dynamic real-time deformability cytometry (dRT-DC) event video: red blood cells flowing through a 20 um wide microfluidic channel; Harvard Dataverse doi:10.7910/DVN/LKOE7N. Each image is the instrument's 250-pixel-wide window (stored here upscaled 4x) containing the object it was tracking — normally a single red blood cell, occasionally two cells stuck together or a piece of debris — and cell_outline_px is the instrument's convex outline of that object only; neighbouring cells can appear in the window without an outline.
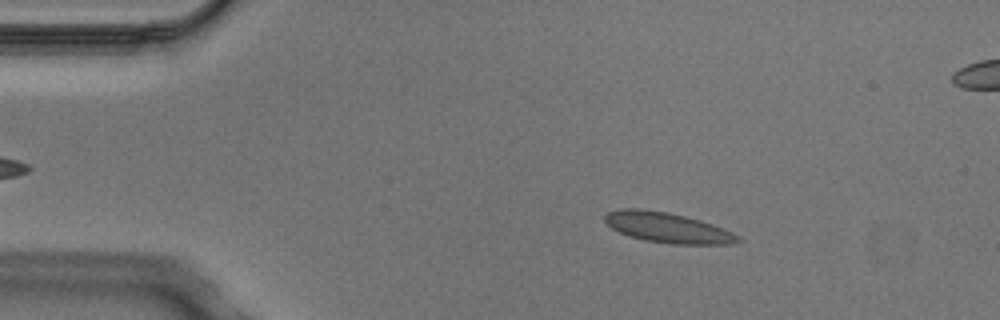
{"species": "Egyptian fruit bat (a non-hibernating species)", "species_latin": "Rousettus aegyptiacus", "temperature_condition": "cold", "stored_images_in_passage": 4, "segment_of_instrument_passage": [1, 2], "camera_frame_rate_fps": 3000, "um_per_image_px": 0.085, "animal": {"sex": "male"}, "frame": {"image": 1, "passage_image": 2, "time_ms": 0.333, "image_size_px": [1000, 320], "cell_outline_px": [[744, 240], [732, 244], [672, 244], [644, 240], [628, 236], [612, 228], [604, 220], [604, 216], [608, 212], [620, 208], [640, 208], [668, 212], [700, 220], [712, 224], [732, 232], [740, 236]], "centroid_in_image_um": [56.75, 19.35], "position_along_channel_um": 28.3, "area_um2": 23.52}}